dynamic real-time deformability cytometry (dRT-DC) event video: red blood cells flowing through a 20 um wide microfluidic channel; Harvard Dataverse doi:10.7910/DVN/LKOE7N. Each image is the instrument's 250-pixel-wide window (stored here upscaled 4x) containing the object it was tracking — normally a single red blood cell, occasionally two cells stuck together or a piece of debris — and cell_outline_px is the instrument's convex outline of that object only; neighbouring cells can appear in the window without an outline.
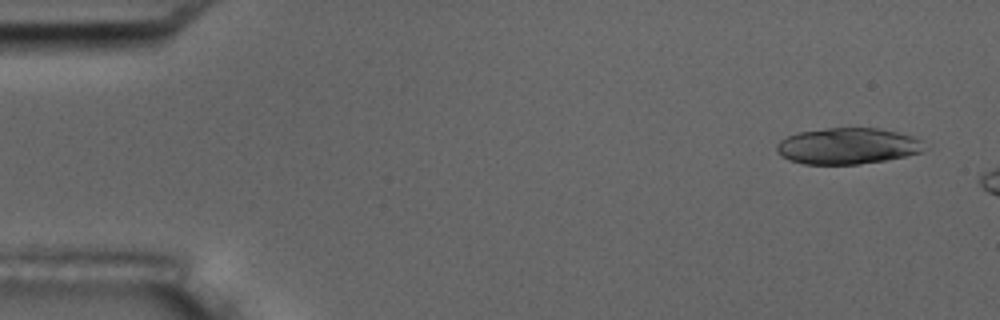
{"species": "common noctule bat (a hibernating species)", "species_latin": "Nyctalus noctula", "temperature_condition": "room temperature", "stored_images_in_passage": 3, "camera_frame_rate_fps": 3000, "um_per_image_px": 0.085, "animal": {"sex": "male", "body_mass_g": 17.5, "forearm_length_mm": 52.3}, "frame": {"image": 1, "passage_image": 1, "time_ms": 0.0, "image_size_px": [1000, 320], "cell_outline_px": [[928, 148], [920, 152], [904, 156], [884, 160], [860, 164], [804, 164], [788, 160], [780, 156], [776, 152], [776, 144], [780, 140], [788, 136], [800, 132], [828, 128], [880, 128], [912, 136], [920, 140]], "centroid_in_image_um": [72.02, 12.42], "position_along_channel_um": 13.0, "area_um2": 31.15}}